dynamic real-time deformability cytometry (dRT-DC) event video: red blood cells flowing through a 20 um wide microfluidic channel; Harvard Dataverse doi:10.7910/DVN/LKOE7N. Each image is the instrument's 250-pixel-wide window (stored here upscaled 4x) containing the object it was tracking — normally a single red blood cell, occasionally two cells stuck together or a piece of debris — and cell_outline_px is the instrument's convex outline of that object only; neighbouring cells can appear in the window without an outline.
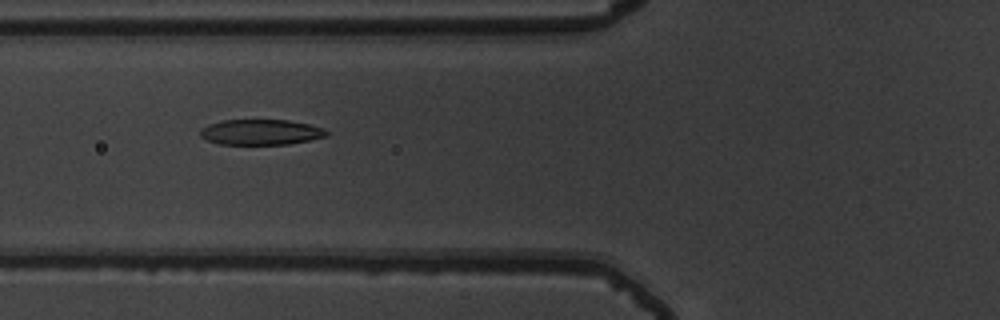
{"species": "common noctule bat (a hibernating species)", "species_latin": "Nyctalus noctula", "temperature_condition": "warm", "stored_images_in_passage": 36, "camera_frame_rate_fps": 3000, "um_per_image_px": 0.085, "animal": {"sex": "male", "body_mass_g": 19.5, "forearm_length_mm": 54.6}, "frame": {"image": 1, "passage_image": 6, "time_ms": 1.667, "image_size_px": [1000, 320], "cell_outline_px": [[328, 136], [288, 144], [220, 144], [208, 140], [200, 136], [200, 128], [208, 124], [220, 120], [288, 120], [308, 124], [324, 128], [328, 132]], "centroid_in_image_um": [22.15, 11.22], "position_along_channel_um": 103.7, "area_um2": 18.73}}
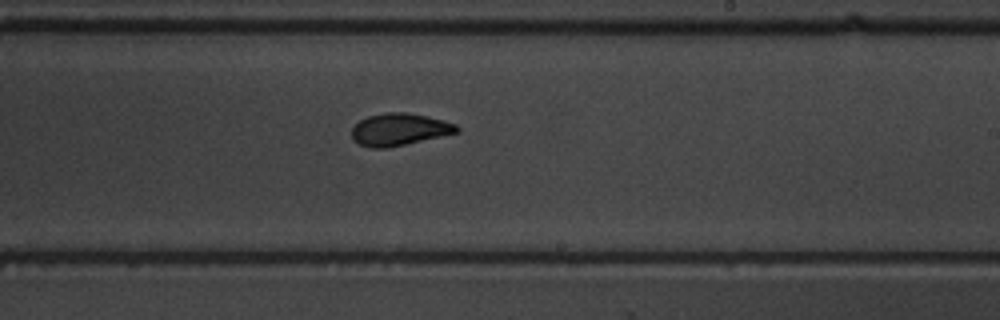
{"frame": {"image": 2, "passage_image": 18, "time_ms": 5.667, "image_size_px": [1000, 320], "cell_outline_px": [[460, 132], [388, 148], [368, 148], [352, 140], [352, 128], [360, 120], [368, 116], [388, 112], [408, 112], [428, 116], [444, 120], [456, 124], [460, 128]], "centroid_in_image_um": [33.96, 11.0], "position_along_channel_um": 255.0, "area_um2": 19.88}}
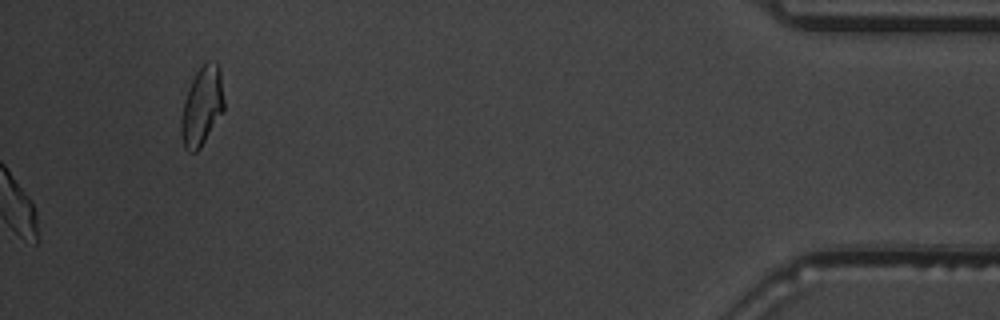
{"frame": {"image": 3, "passage_image": 36, "time_ms": 11.667, "image_size_px": [1000, 320], "cell_outline_px": [[224, 108], [200, 148], [196, 152], [188, 152], [184, 148], [180, 132], [180, 120], [184, 100], [188, 88], [196, 72], [208, 60], [216, 60], [220, 68], [224, 100]], "centroid_in_image_um": [17.15, 9.01], "position_along_channel_um": 418.1, "area_um2": 19.71}, "authors_computed_cell_mechanics": {"area_um2": 19.3052, "velocity_mm_per_s": 3.786, "shape_relaxation_time_tau1_ms": 4.2513, "shape_relaxation_time_tau2_ms": 1.3019, "deformation_change_tau1": 0.187, "deformation_change_tau2": 0.0763}}